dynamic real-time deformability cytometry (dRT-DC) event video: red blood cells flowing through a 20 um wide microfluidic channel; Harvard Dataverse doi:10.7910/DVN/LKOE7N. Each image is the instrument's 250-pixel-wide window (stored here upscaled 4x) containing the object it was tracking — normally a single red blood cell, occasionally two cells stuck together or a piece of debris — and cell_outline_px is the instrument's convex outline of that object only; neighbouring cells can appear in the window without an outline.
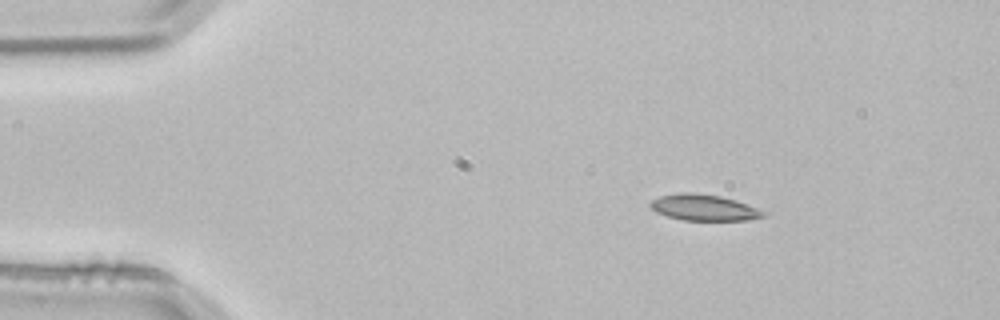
{"species": "common noctule bat (a hibernating species)", "species_latin": "Nyctalus noctula", "temperature_condition": "room temperature", "stored_images_in_passage": 2, "camera_frame_rate_fps": 3000, "um_per_image_px": 0.085, "animal": {"sex": "male", "body_mass_g": 21.5, "forearm_length_mm": 52.0}, "frame": {"image": 1, "passage_image": 1, "time_ms": 0.0, "image_size_px": [1000, 320], "cell_outline_px": [[768, 216], [748, 220], [684, 220], [668, 216], [656, 212], [648, 204], [652, 200], [660, 196], [680, 192], [692, 192], [720, 196], [736, 200], [768, 212]], "centroid_in_image_um": [59.87, 17.64], "position_along_channel_um": 25.1, "area_um2": 17.28}}